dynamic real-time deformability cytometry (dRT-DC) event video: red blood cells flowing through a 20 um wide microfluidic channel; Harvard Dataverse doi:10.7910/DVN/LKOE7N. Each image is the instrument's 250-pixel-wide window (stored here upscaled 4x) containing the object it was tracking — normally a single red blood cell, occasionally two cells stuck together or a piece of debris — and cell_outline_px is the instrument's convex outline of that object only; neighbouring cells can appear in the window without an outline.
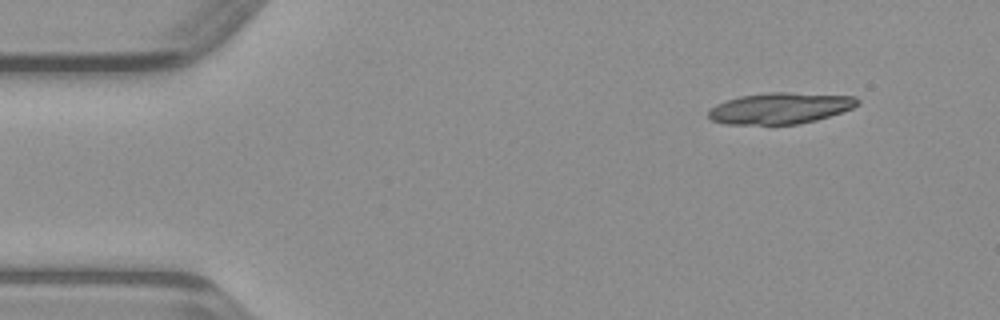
{"species": "common noctule bat (a hibernating species)", "species_latin": "Nyctalus noctula", "temperature_condition": "warm", "stored_images_in_passage": 9, "segment_of_instrument_passage": [2, 2], "camera_frame_rate_fps": 3000, "um_per_image_px": 0.085, "animal": {"sex": "male", "body_mass_g": 23.1, "forearm_length_mm": 52.7}, "frame": {"image": 1, "passage_image": 9, "time_ms": 2.667, "image_size_px": [1000, 320], "cell_outline_px": [[860, 104], [852, 108], [816, 120], [796, 124], [724, 124], [712, 120], [708, 116], [708, 112], [716, 104], [740, 96], [768, 92], [792, 92], [856, 96], [860, 100]], "centroid_in_image_um": [66.34, 9.19], "position_along_channel_um": 18.7, "area_um2": 27.05}}